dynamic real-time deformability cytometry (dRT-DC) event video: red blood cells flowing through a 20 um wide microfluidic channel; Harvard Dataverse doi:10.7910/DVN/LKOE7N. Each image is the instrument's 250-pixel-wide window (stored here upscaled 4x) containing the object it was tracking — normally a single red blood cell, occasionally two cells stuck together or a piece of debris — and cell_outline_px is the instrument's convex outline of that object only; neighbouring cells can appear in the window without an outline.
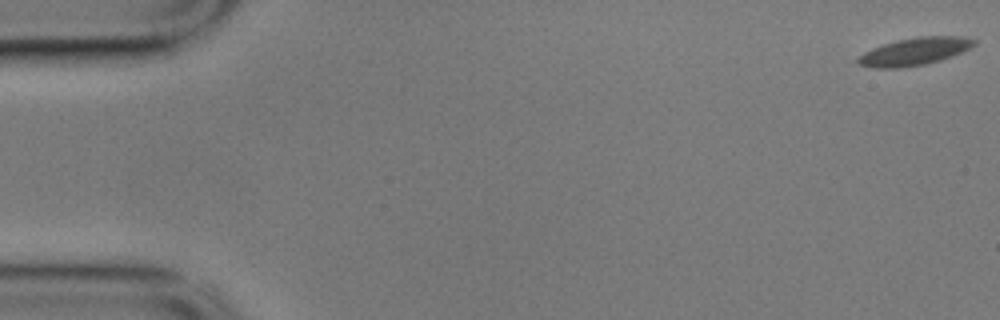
{"species": "common noctule bat (a hibernating species)", "species_latin": "Nyctalus noctula", "temperature_condition": "cold", "stored_images_in_passage": 4, "camera_frame_rate_fps": 3000, "um_per_image_px": 0.085, "animal": {"sex": "male", "body_mass_g": 17.9}, "frame": {"image": 1, "passage_image": 1, "time_ms": 0.0, "image_size_px": [1000, 320], "cell_outline_px": [[976, 44], [952, 56], [940, 60], [924, 64], [900, 68], [872, 68], [856, 64], [856, 60], [864, 52], [872, 48], [896, 40], [916, 36], [964, 36], [976, 40]], "centroid_in_image_um": [77.7, 4.37], "position_along_channel_um": 7.3, "area_um2": 18.67}}